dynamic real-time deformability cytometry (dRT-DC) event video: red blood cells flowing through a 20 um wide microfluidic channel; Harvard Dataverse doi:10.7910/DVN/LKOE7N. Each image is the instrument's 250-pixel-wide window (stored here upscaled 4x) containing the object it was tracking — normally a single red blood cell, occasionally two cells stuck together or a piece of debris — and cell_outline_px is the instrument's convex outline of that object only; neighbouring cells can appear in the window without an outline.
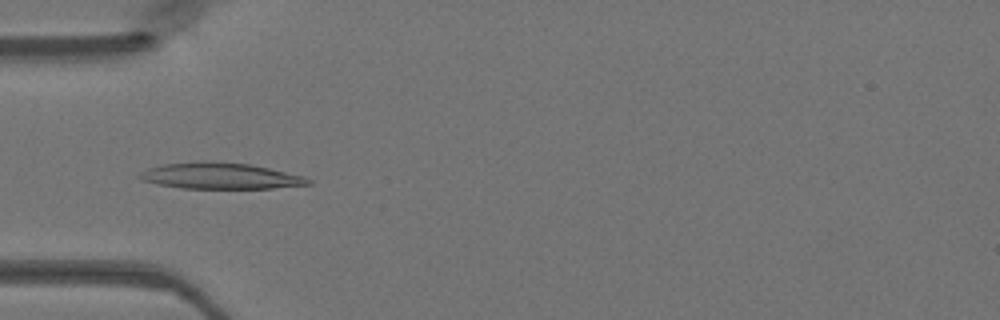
{"species": "Egyptian fruit bat (a non-hibernating species)", "species_latin": "Rousettus aegyptiacus", "temperature_condition": "warm", "stored_images_in_passage": 42, "camera_frame_rate_fps": 3000, "um_per_image_px": 0.085, "animal": {"sex": "female"}, "frame": {"image": 1, "passage_image": 10, "time_ms": 3.0, "image_size_px": [1000, 320], "cell_outline_px": [[312, 184], [272, 188], [180, 188], [156, 184], [140, 180], [136, 176], [140, 172], [148, 168], [164, 164], [204, 160], [212, 160], [252, 164], [304, 176], [312, 180]], "centroid_in_image_um": [18.69, 14.94], "position_along_channel_um": 66.3, "area_um2": 26.07}}
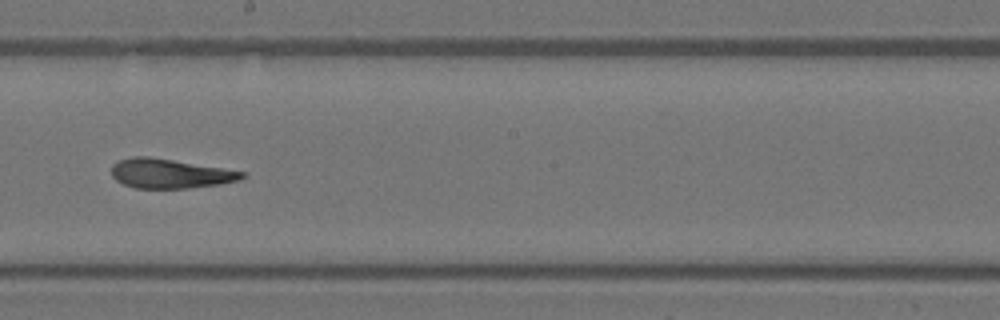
{"frame": {"image": 2, "passage_image": 22, "time_ms": 7.0, "image_size_px": [1000, 320], "cell_outline_px": [[248, 176], [240, 180], [220, 184], [188, 188], [136, 188], [124, 184], [116, 180], [112, 176], [112, 164], [120, 160], [132, 156], [148, 156], [244, 172]], "centroid_in_image_um": [14.43, 14.76], "position_along_channel_um": 233.8, "area_um2": 22.14}}
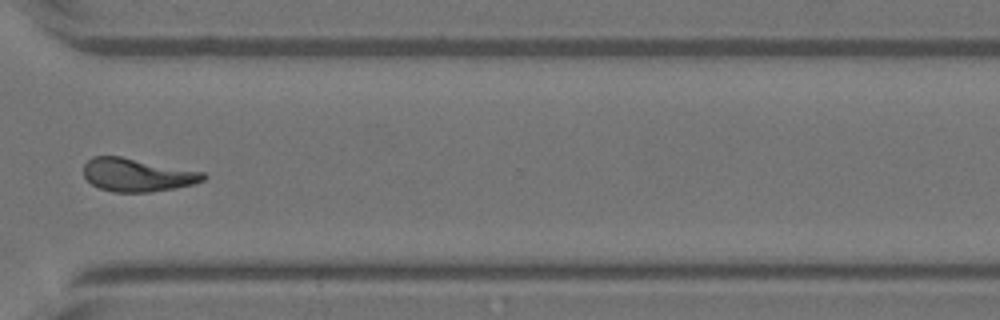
{"frame": {"image": 3, "passage_image": 31, "time_ms": 10.0, "image_size_px": [1000, 320], "cell_outline_px": [[208, 176], [204, 180], [192, 184], [172, 188], [148, 192], [112, 192], [100, 188], [92, 184], [84, 176], [84, 164], [92, 156], [120, 156], [204, 172]], "centroid_in_image_um": [11.65, 14.86], "position_along_channel_um": 359.0, "area_um2": 22.95}}